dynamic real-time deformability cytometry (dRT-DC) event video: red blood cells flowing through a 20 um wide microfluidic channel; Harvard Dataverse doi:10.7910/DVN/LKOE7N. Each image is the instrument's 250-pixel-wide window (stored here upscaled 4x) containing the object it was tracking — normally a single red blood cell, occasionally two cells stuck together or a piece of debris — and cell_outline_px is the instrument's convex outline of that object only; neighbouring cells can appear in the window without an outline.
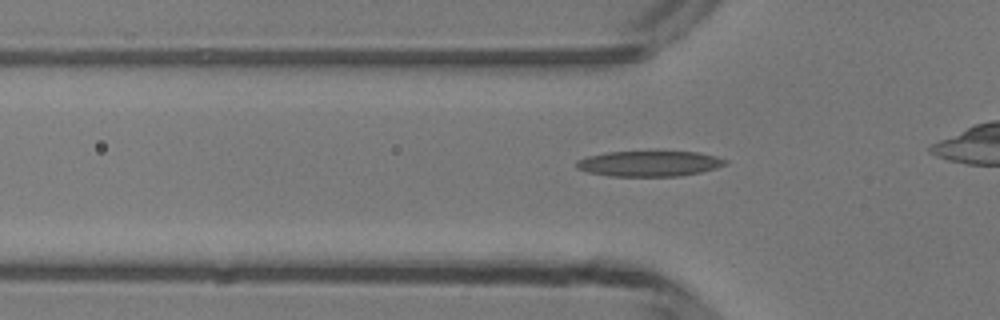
{"species": "common noctule bat (a hibernating species)", "species_latin": "Nyctalus noctula", "temperature_condition": "room temperature", "stored_images_in_passage": 27, "camera_frame_rate_fps": 3000, "um_per_image_px": 0.085, "animal": {"sex": "male", "body_mass_g": 13.3}, "frame": {"image": 1, "passage_image": 3, "time_ms": 0.667, "image_size_px": [1000, 320], "cell_outline_px": [[728, 164], [716, 168], [700, 172], [680, 176], [608, 176], [588, 172], [576, 168], [576, 160], [588, 156], [604, 152], [696, 152], [716, 156], [728, 160]], "centroid_in_image_um": [55.18, 13.91], "position_along_channel_um": 70.6, "area_um2": 22.14}}
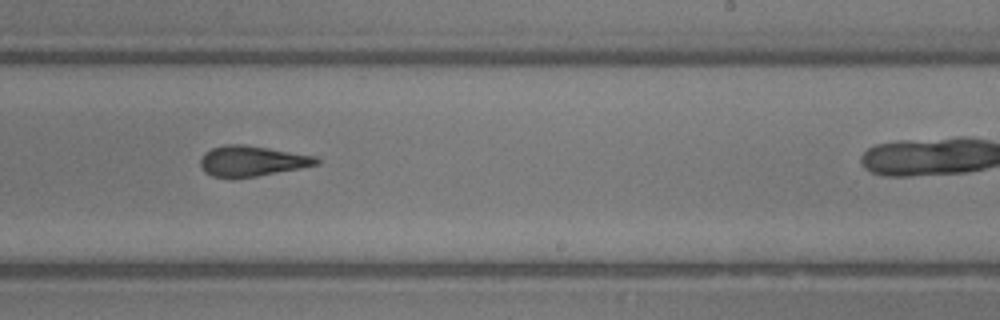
{"frame": {"image": 2, "passage_image": 17, "time_ms": 5.333, "image_size_px": [1000, 320], "cell_outline_px": [[320, 164], [300, 168], [256, 176], [232, 180], [212, 176], [204, 172], [200, 168], [200, 160], [204, 152], [212, 148], [224, 144], [244, 144], [316, 156], [320, 160]], "centroid_in_image_um": [21.36, 13.7], "position_along_channel_um": 267.6, "area_um2": 20.98}}
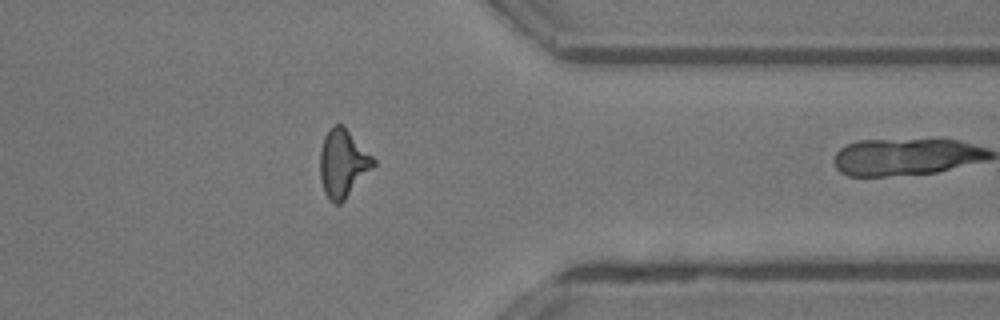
{"frame": {"image": 3, "passage_image": 26, "time_ms": 8.333, "image_size_px": [1000, 320], "cell_outline_px": [[376, 164], [344, 200], [340, 204], [336, 204], [328, 200], [324, 192], [320, 176], [320, 152], [324, 136], [332, 124], [344, 124], [376, 160]], "centroid_in_image_um": [29.14, 13.86], "position_along_channel_um": 382.3, "area_um2": 21.21}}